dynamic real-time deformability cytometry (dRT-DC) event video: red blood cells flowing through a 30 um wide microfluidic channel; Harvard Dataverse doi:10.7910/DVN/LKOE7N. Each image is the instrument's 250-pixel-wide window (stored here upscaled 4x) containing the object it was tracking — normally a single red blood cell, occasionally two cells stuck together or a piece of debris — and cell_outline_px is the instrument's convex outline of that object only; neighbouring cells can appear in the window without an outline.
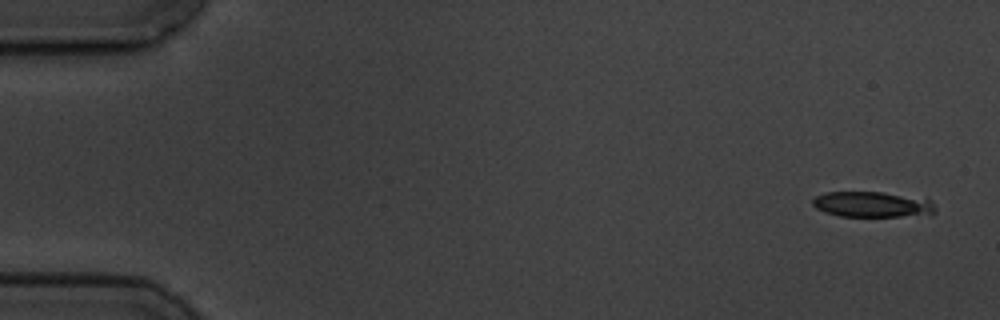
{"species": "common noctule bat (a hibernating species)", "species_latin": "Nyctalus noctula", "temperature_condition": "cold", "stored_images_in_passage": 6, "camera_frame_rate_fps": 3000, "um_per_image_px": 0.085, "animal": {"sex": "male", "body_mass_g": 19.5, "forearm_length_mm": 54.6}, "frame": {"image": 1, "passage_image": 1, "time_ms": 0.0, "image_size_px": [1000, 320], "cell_outline_px": [[936, 212], [932, 216], [840, 216], [824, 212], [816, 208], [812, 204], [812, 200], [816, 196], [824, 192], [884, 192], [928, 200], [936, 208]], "centroid_in_image_um": [74.15, 17.39], "position_along_channel_um": 10.9, "area_um2": 18.32}}